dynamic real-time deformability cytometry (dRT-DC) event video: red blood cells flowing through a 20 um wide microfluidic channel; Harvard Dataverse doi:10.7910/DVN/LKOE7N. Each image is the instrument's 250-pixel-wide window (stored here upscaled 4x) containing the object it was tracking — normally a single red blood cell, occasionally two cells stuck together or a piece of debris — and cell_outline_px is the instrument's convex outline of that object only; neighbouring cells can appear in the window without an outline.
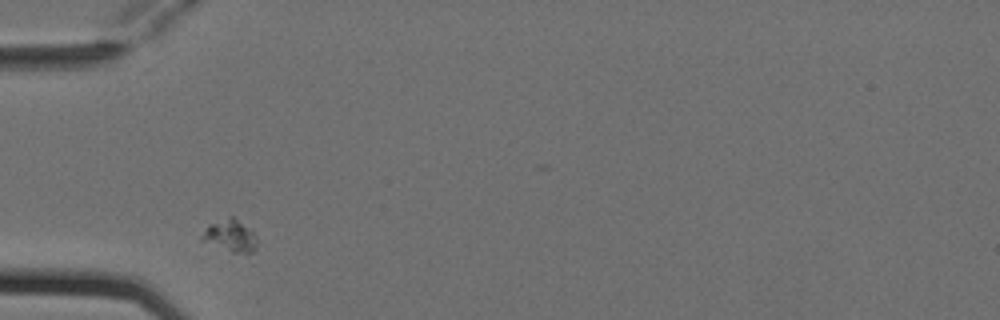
{"species": "Egyptian fruit bat (a non-hibernating species)", "species_latin": "Rousettus aegyptiacus", "temperature_condition": "cold", "stored_images_in_passage": 2, "camera_frame_rate_fps": 3000, "um_per_image_px": 0.085, "animal": {"sex": "female"}, "frame": {"image": 1, "passage_image": 1, "time_ms": 0.0, "image_size_px": [1000, 320], "cell_outline_px": [[256, 248], [252, 252], [232, 252], [200, 240], [200, 236], [208, 224], [228, 216], [232, 216], [252, 228], [256, 236]], "centroid_in_image_um": [19.57, 20.0], "position_along_channel_um": 65.4, "area_um2": 10.4}}